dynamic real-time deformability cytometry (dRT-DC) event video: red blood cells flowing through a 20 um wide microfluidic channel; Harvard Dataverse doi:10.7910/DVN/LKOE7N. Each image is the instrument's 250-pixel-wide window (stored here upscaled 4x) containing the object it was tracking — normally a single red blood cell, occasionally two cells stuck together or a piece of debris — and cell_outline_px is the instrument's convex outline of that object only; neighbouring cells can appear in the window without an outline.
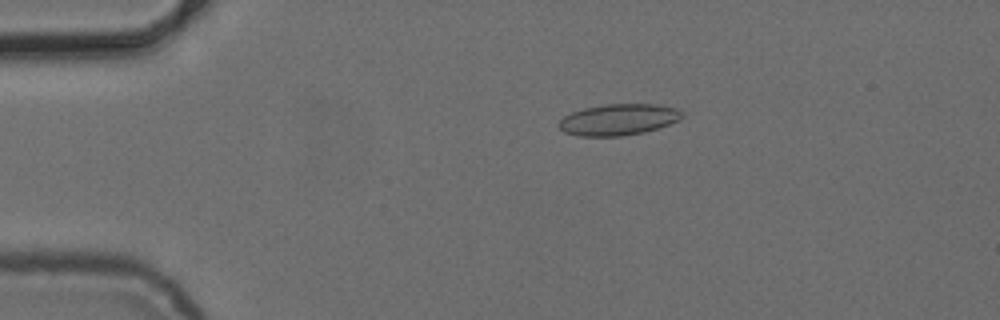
{"species": "common noctule bat (a hibernating species)", "species_latin": "Nyctalus noctula", "temperature_condition": "cold", "stored_images_in_passage": 2, "camera_frame_rate_fps": 3000, "um_per_image_px": 0.085, "animal": {"sex": "female", "body_mass_g": 24.6, "forearm_length_mm": 56.2}, "frame": {"image": 1, "passage_image": 2, "time_ms": 4.333, "image_size_px": [1000, 320], "cell_outline_px": [[684, 116], [680, 120], [644, 132], [620, 136], [580, 136], [564, 132], [556, 124], [564, 116], [572, 112], [584, 108], [604, 104], [656, 104], [676, 108], [684, 112]], "centroid_in_image_um": [52.57, 10.16], "position_along_channel_um": 32.4, "area_um2": 22.48}}